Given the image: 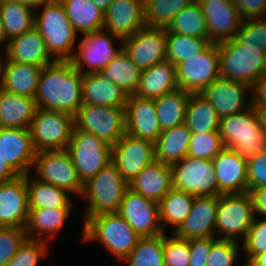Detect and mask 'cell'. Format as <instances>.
<instances>
[{"mask_svg": "<svg viewBox=\"0 0 266 266\" xmlns=\"http://www.w3.org/2000/svg\"><path fill=\"white\" fill-rule=\"evenodd\" d=\"M83 74L71 61H54L44 66L35 94L37 107L75 116L82 102Z\"/></svg>", "mask_w": 266, "mask_h": 266, "instance_id": "6da1fadb", "label": "cell"}, {"mask_svg": "<svg viewBox=\"0 0 266 266\" xmlns=\"http://www.w3.org/2000/svg\"><path fill=\"white\" fill-rule=\"evenodd\" d=\"M42 7L41 14L35 13V28L44 38L48 54L54 61H71L77 32L63 4L60 0H51Z\"/></svg>", "mask_w": 266, "mask_h": 266, "instance_id": "7a4b0ae2", "label": "cell"}, {"mask_svg": "<svg viewBox=\"0 0 266 266\" xmlns=\"http://www.w3.org/2000/svg\"><path fill=\"white\" fill-rule=\"evenodd\" d=\"M83 242L98 241L120 262L136 246L140 236L118 212L89 217L82 229Z\"/></svg>", "mask_w": 266, "mask_h": 266, "instance_id": "3957f363", "label": "cell"}, {"mask_svg": "<svg viewBox=\"0 0 266 266\" xmlns=\"http://www.w3.org/2000/svg\"><path fill=\"white\" fill-rule=\"evenodd\" d=\"M219 135L225 147L237 151L246 160L266 149V134L261 117L253 106L221 118Z\"/></svg>", "mask_w": 266, "mask_h": 266, "instance_id": "277c9868", "label": "cell"}, {"mask_svg": "<svg viewBox=\"0 0 266 266\" xmlns=\"http://www.w3.org/2000/svg\"><path fill=\"white\" fill-rule=\"evenodd\" d=\"M129 189L117 167L111 162L94 177L84 183L81 197L87 200L84 222L100 213L118 212L121 201Z\"/></svg>", "mask_w": 266, "mask_h": 266, "instance_id": "5b68a950", "label": "cell"}, {"mask_svg": "<svg viewBox=\"0 0 266 266\" xmlns=\"http://www.w3.org/2000/svg\"><path fill=\"white\" fill-rule=\"evenodd\" d=\"M220 76L252 85L261 77L264 53L258 47L242 45L235 37L218 43Z\"/></svg>", "mask_w": 266, "mask_h": 266, "instance_id": "8992f818", "label": "cell"}, {"mask_svg": "<svg viewBox=\"0 0 266 266\" xmlns=\"http://www.w3.org/2000/svg\"><path fill=\"white\" fill-rule=\"evenodd\" d=\"M255 218L250 192L219 195L216 215V238L242 244Z\"/></svg>", "mask_w": 266, "mask_h": 266, "instance_id": "52a82bcc", "label": "cell"}, {"mask_svg": "<svg viewBox=\"0 0 266 266\" xmlns=\"http://www.w3.org/2000/svg\"><path fill=\"white\" fill-rule=\"evenodd\" d=\"M74 127L72 114L37 107L29 127L34 149L36 152L66 149Z\"/></svg>", "mask_w": 266, "mask_h": 266, "instance_id": "ba28073f", "label": "cell"}, {"mask_svg": "<svg viewBox=\"0 0 266 266\" xmlns=\"http://www.w3.org/2000/svg\"><path fill=\"white\" fill-rule=\"evenodd\" d=\"M75 128L95 135L111 147L125 134V107L83 104L74 116Z\"/></svg>", "mask_w": 266, "mask_h": 266, "instance_id": "9c48e42d", "label": "cell"}, {"mask_svg": "<svg viewBox=\"0 0 266 266\" xmlns=\"http://www.w3.org/2000/svg\"><path fill=\"white\" fill-rule=\"evenodd\" d=\"M111 149L110 145L95 135L75 127L66 148L83 184L111 163Z\"/></svg>", "mask_w": 266, "mask_h": 266, "instance_id": "30bf717a", "label": "cell"}, {"mask_svg": "<svg viewBox=\"0 0 266 266\" xmlns=\"http://www.w3.org/2000/svg\"><path fill=\"white\" fill-rule=\"evenodd\" d=\"M82 36L71 62L74 68L83 75L96 73L106 68L123 50V40L106 30L87 32ZM113 39L120 41V48L113 45Z\"/></svg>", "mask_w": 266, "mask_h": 266, "instance_id": "8fae6325", "label": "cell"}, {"mask_svg": "<svg viewBox=\"0 0 266 266\" xmlns=\"http://www.w3.org/2000/svg\"><path fill=\"white\" fill-rule=\"evenodd\" d=\"M173 189L194 197L219 196L218 181L212 160L186 156L171 165Z\"/></svg>", "mask_w": 266, "mask_h": 266, "instance_id": "7c38bea8", "label": "cell"}, {"mask_svg": "<svg viewBox=\"0 0 266 266\" xmlns=\"http://www.w3.org/2000/svg\"><path fill=\"white\" fill-rule=\"evenodd\" d=\"M33 168L38 180L81 197L84 184L66 149L36 152Z\"/></svg>", "mask_w": 266, "mask_h": 266, "instance_id": "4fadbf2b", "label": "cell"}, {"mask_svg": "<svg viewBox=\"0 0 266 266\" xmlns=\"http://www.w3.org/2000/svg\"><path fill=\"white\" fill-rule=\"evenodd\" d=\"M176 81L180 89L201 93L220 78L218 43H212L202 53L175 65Z\"/></svg>", "mask_w": 266, "mask_h": 266, "instance_id": "5bb4252c", "label": "cell"}, {"mask_svg": "<svg viewBox=\"0 0 266 266\" xmlns=\"http://www.w3.org/2000/svg\"><path fill=\"white\" fill-rule=\"evenodd\" d=\"M166 28L145 26L123 39V51L142 71L166 60Z\"/></svg>", "mask_w": 266, "mask_h": 266, "instance_id": "9a60e30c", "label": "cell"}, {"mask_svg": "<svg viewBox=\"0 0 266 266\" xmlns=\"http://www.w3.org/2000/svg\"><path fill=\"white\" fill-rule=\"evenodd\" d=\"M154 160V143L129 134H125L111 149V162L128 183Z\"/></svg>", "mask_w": 266, "mask_h": 266, "instance_id": "2e32d148", "label": "cell"}, {"mask_svg": "<svg viewBox=\"0 0 266 266\" xmlns=\"http://www.w3.org/2000/svg\"><path fill=\"white\" fill-rule=\"evenodd\" d=\"M118 213L140 237L164 234L158 203L133 192L130 188L121 201Z\"/></svg>", "mask_w": 266, "mask_h": 266, "instance_id": "e0dca14e", "label": "cell"}, {"mask_svg": "<svg viewBox=\"0 0 266 266\" xmlns=\"http://www.w3.org/2000/svg\"><path fill=\"white\" fill-rule=\"evenodd\" d=\"M250 91L251 86L245 83L220 77L209 84L201 94L210 101L221 119L250 108L252 106Z\"/></svg>", "mask_w": 266, "mask_h": 266, "instance_id": "ac0fdd59", "label": "cell"}, {"mask_svg": "<svg viewBox=\"0 0 266 266\" xmlns=\"http://www.w3.org/2000/svg\"><path fill=\"white\" fill-rule=\"evenodd\" d=\"M0 155L19 176L29 174L36 156L30 129L1 127Z\"/></svg>", "mask_w": 266, "mask_h": 266, "instance_id": "d6986e66", "label": "cell"}, {"mask_svg": "<svg viewBox=\"0 0 266 266\" xmlns=\"http://www.w3.org/2000/svg\"><path fill=\"white\" fill-rule=\"evenodd\" d=\"M202 8L209 40L220 43L235 37L242 19L232 0H197Z\"/></svg>", "mask_w": 266, "mask_h": 266, "instance_id": "ffe728a7", "label": "cell"}, {"mask_svg": "<svg viewBox=\"0 0 266 266\" xmlns=\"http://www.w3.org/2000/svg\"><path fill=\"white\" fill-rule=\"evenodd\" d=\"M29 199L26 176L0 183V227H22L28 222Z\"/></svg>", "mask_w": 266, "mask_h": 266, "instance_id": "44dd1931", "label": "cell"}, {"mask_svg": "<svg viewBox=\"0 0 266 266\" xmlns=\"http://www.w3.org/2000/svg\"><path fill=\"white\" fill-rule=\"evenodd\" d=\"M125 132L153 143L161 134L154 99L129 95L125 106Z\"/></svg>", "mask_w": 266, "mask_h": 266, "instance_id": "7402d4cb", "label": "cell"}, {"mask_svg": "<svg viewBox=\"0 0 266 266\" xmlns=\"http://www.w3.org/2000/svg\"><path fill=\"white\" fill-rule=\"evenodd\" d=\"M145 26L144 0H113L104 13L103 30L122 40Z\"/></svg>", "mask_w": 266, "mask_h": 266, "instance_id": "603a6c76", "label": "cell"}, {"mask_svg": "<svg viewBox=\"0 0 266 266\" xmlns=\"http://www.w3.org/2000/svg\"><path fill=\"white\" fill-rule=\"evenodd\" d=\"M219 196L195 197L180 227L173 233L181 239L216 237Z\"/></svg>", "mask_w": 266, "mask_h": 266, "instance_id": "cb8c5ba5", "label": "cell"}, {"mask_svg": "<svg viewBox=\"0 0 266 266\" xmlns=\"http://www.w3.org/2000/svg\"><path fill=\"white\" fill-rule=\"evenodd\" d=\"M221 194L247 192V160L237 151L224 147L213 159Z\"/></svg>", "mask_w": 266, "mask_h": 266, "instance_id": "d4e9b609", "label": "cell"}, {"mask_svg": "<svg viewBox=\"0 0 266 266\" xmlns=\"http://www.w3.org/2000/svg\"><path fill=\"white\" fill-rule=\"evenodd\" d=\"M4 49L6 54L2 61L39 67H44L54 62L47 52L44 38L35 27L22 35L11 38Z\"/></svg>", "mask_w": 266, "mask_h": 266, "instance_id": "484cf974", "label": "cell"}, {"mask_svg": "<svg viewBox=\"0 0 266 266\" xmlns=\"http://www.w3.org/2000/svg\"><path fill=\"white\" fill-rule=\"evenodd\" d=\"M129 188L158 203L173 189L171 165L154 160L129 182Z\"/></svg>", "mask_w": 266, "mask_h": 266, "instance_id": "4316f807", "label": "cell"}, {"mask_svg": "<svg viewBox=\"0 0 266 266\" xmlns=\"http://www.w3.org/2000/svg\"><path fill=\"white\" fill-rule=\"evenodd\" d=\"M129 95L101 71L83 75L82 102L100 106L125 107Z\"/></svg>", "mask_w": 266, "mask_h": 266, "instance_id": "83f0119b", "label": "cell"}, {"mask_svg": "<svg viewBox=\"0 0 266 266\" xmlns=\"http://www.w3.org/2000/svg\"><path fill=\"white\" fill-rule=\"evenodd\" d=\"M43 67L10 61L0 63V88L17 94L35 98L39 77Z\"/></svg>", "mask_w": 266, "mask_h": 266, "instance_id": "f1b7e54d", "label": "cell"}, {"mask_svg": "<svg viewBox=\"0 0 266 266\" xmlns=\"http://www.w3.org/2000/svg\"><path fill=\"white\" fill-rule=\"evenodd\" d=\"M178 88L175 66L164 60L141 71L140 82L134 95L155 99Z\"/></svg>", "mask_w": 266, "mask_h": 266, "instance_id": "f546056e", "label": "cell"}, {"mask_svg": "<svg viewBox=\"0 0 266 266\" xmlns=\"http://www.w3.org/2000/svg\"><path fill=\"white\" fill-rule=\"evenodd\" d=\"M36 109L34 98L13 94L0 88V127L29 128Z\"/></svg>", "mask_w": 266, "mask_h": 266, "instance_id": "4dcf8cb0", "label": "cell"}, {"mask_svg": "<svg viewBox=\"0 0 266 266\" xmlns=\"http://www.w3.org/2000/svg\"><path fill=\"white\" fill-rule=\"evenodd\" d=\"M71 210L73 209H29L28 222L25 227L27 238L49 242V238L54 237L64 227Z\"/></svg>", "mask_w": 266, "mask_h": 266, "instance_id": "1f68e13d", "label": "cell"}, {"mask_svg": "<svg viewBox=\"0 0 266 266\" xmlns=\"http://www.w3.org/2000/svg\"><path fill=\"white\" fill-rule=\"evenodd\" d=\"M191 135L185 122L163 130L154 143L155 159L169 165L183 160L187 156Z\"/></svg>", "mask_w": 266, "mask_h": 266, "instance_id": "d6a6232c", "label": "cell"}, {"mask_svg": "<svg viewBox=\"0 0 266 266\" xmlns=\"http://www.w3.org/2000/svg\"><path fill=\"white\" fill-rule=\"evenodd\" d=\"M29 175V176H28ZM30 174L26 175L28 188L29 209H49V208H72L73 200L69 193L50 183L30 179Z\"/></svg>", "mask_w": 266, "mask_h": 266, "instance_id": "836d02e7", "label": "cell"}, {"mask_svg": "<svg viewBox=\"0 0 266 266\" xmlns=\"http://www.w3.org/2000/svg\"><path fill=\"white\" fill-rule=\"evenodd\" d=\"M60 2L77 33L83 34L103 29L104 13L92 0H60Z\"/></svg>", "mask_w": 266, "mask_h": 266, "instance_id": "e575fe53", "label": "cell"}, {"mask_svg": "<svg viewBox=\"0 0 266 266\" xmlns=\"http://www.w3.org/2000/svg\"><path fill=\"white\" fill-rule=\"evenodd\" d=\"M185 123L192 133L219 132L220 118L207 98L201 93H191Z\"/></svg>", "mask_w": 266, "mask_h": 266, "instance_id": "d590c367", "label": "cell"}, {"mask_svg": "<svg viewBox=\"0 0 266 266\" xmlns=\"http://www.w3.org/2000/svg\"><path fill=\"white\" fill-rule=\"evenodd\" d=\"M190 94L178 88L154 99L157 118L162 131L185 122Z\"/></svg>", "mask_w": 266, "mask_h": 266, "instance_id": "8d00e7d4", "label": "cell"}, {"mask_svg": "<svg viewBox=\"0 0 266 266\" xmlns=\"http://www.w3.org/2000/svg\"><path fill=\"white\" fill-rule=\"evenodd\" d=\"M194 196L183 191L171 189L159 202L160 223L164 233L167 225L175 232L190 212Z\"/></svg>", "mask_w": 266, "mask_h": 266, "instance_id": "74e56055", "label": "cell"}, {"mask_svg": "<svg viewBox=\"0 0 266 266\" xmlns=\"http://www.w3.org/2000/svg\"><path fill=\"white\" fill-rule=\"evenodd\" d=\"M0 18L8 40L35 27V9L20 3L0 1Z\"/></svg>", "mask_w": 266, "mask_h": 266, "instance_id": "f35d334b", "label": "cell"}, {"mask_svg": "<svg viewBox=\"0 0 266 266\" xmlns=\"http://www.w3.org/2000/svg\"><path fill=\"white\" fill-rule=\"evenodd\" d=\"M166 31L209 39L207 23L197 0L182 9L166 28Z\"/></svg>", "mask_w": 266, "mask_h": 266, "instance_id": "ab89813d", "label": "cell"}, {"mask_svg": "<svg viewBox=\"0 0 266 266\" xmlns=\"http://www.w3.org/2000/svg\"><path fill=\"white\" fill-rule=\"evenodd\" d=\"M101 72L128 95L135 94L140 82L141 70L123 50Z\"/></svg>", "mask_w": 266, "mask_h": 266, "instance_id": "60d3db41", "label": "cell"}, {"mask_svg": "<svg viewBox=\"0 0 266 266\" xmlns=\"http://www.w3.org/2000/svg\"><path fill=\"white\" fill-rule=\"evenodd\" d=\"M212 42L206 38H198L166 31V60L174 66L205 51Z\"/></svg>", "mask_w": 266, "mask_h": 266, "instance_id": "b9f144b4", "label": "cell"}, {"mask_svg": "<svg viewBox=\"0 0 266 266\" xmlns=\"http://www.w3.org/2000/svg\"><path fill=\"white\" fill-rule=\"evenodd\" d=\"M164 234L140 237L136 246L123 260L127 266H165L163 257Z\"/></svg>", "mask_w": 266, "mask_h": 266, "instance_id": "7bdbcfd3", "label": "cell"}, {"mask_svg": "<svg viewBox=\"0 0 266 266\" xmlns=\"http://www.w3.org/2000/svg\"><path fill=\"white\" fill-rule=\"evenodd\" d=\"M194 0H144V20L150 27L167 28L175 16Z\"/></svg>", "mask_w": 266, "mask_h": 266, "instance_id": "ee69618b", "label": "cell"}, {"mask_svg": "<svg viewBox=\"0 0 266 266\" xmlns=\"http://www.w3.org/2000/svg\"><path fill=\"white\" fill-rule=\"evenodd\" d=\"M224 147L219 132L192 133L187 156L212 160Z\"/></svg>", "mask_w": 266, "mask_h": 266, "instance_id": "f6af8a7d", "label": "cell"}, {"mask_svg": "<svg viewBox=\"0 0 266 266\" xmlns=\"http://www.w3.org/2000/svg\"><path fill=\"white\" fill-rule=\"evenodd\" d=\"M48 241L27 238L6 266H38L48 255Z\"/></svg>", "mask_w": 266, "mask_h": 266, "instance_id": "bcb514c9", "label": "cell"}, {"mask_svg": "<svg viewBox=\"0 0 266 266\" xmlns=\"http://www.w3.org/2000/svg\"><path fill=\"white\" fill-rule=\"evenodd\" d=\"M235 38L245 46L258 47L266 53V17L243 20Z\"/></svg>", "mask_w": 266, "mask_h": 266, "instance_id": "7dc6e473", "label": "cell"}, {"mask_svg": "<svg viewBox=\"0 0 266 266\" xmlns=\"http://www.w3.org/2000/svg\"><path fill=\"white\" fill-rule=\"evenodd\" d=\"M242 246L243 255H246L243 266H246L257 254L266 252V218L255 216Z\"/></svg>", "mask_w": 266, "mask_h": 266, "instance_id": "c3c4849f", "label": "cell"}, {"mask_svg": "<svg viewBox=\"0 0 266 266\" xmlns=\"http://www.w3.org/2000/svg\"><path fill=\"white\" fill-rule=\"evenodd\" d=\"M164 233L163 257L165 266H188L190 262L189 239Z\"/></svg>", "mask_w": 266, "mask_h": 266, "instance_id": "681fc988", "label": "cell"}, {"mask_svg": "<svg viewBox=\"0 0 266 266\" xmlns=\"http://www.w3.org/2000/svg\"><path fill=\"white\" fill-rule=\"evenodd\" d=\"M27 239L25 228L0 227V266H6Z\"/></svg>", "mask_w": 266, "mask_h": 266, "instance_id": "f907efd6", "label": "cell"}, {"mask_svg": "<svg viewBox=\"0 0 266 266\" xmlns=\"http://www.w3.org/2000/svg\"><path fill=\"white\" fill-rule=\"evenodd\" d=\"M240 242L217 239L211 246L207 256V266H234L238 259L239 248H243ZM241 246V247H239Z\"/></svg>", "mask_w": 266, "mask_h": 266, "instance_id": "816d5d0a", "label": "cell"}, {"mask_svg": "<svg viewBox=\"0 0 266 266\" xmlns=\"http://www.w3.org/2000/svg\"><path fill=\"white\" fill-rule=\"evenodd\" d=\"M247 192L266 186V149L247 160Z\"/></svg>", "mask_w": 266, "mask_h": 266, "instance_id": "f5cc1de1", "label": "cell"}, {"mask_svg": "<svg viewBox=\"0 0 266 266\" xmlns=\"http://www.w3.org/2000/svg\"><path fill=\"white\" fill-rule=\"evenodd\" d=\"M216 237H200L189 239L190 262L188 266H207V256Z\"/></svg>", "mask_w": 266, "mask_h": 266, "instance_id": "db71d44e", "label": "cell"}, {"mask_svg": "<svg viewBox=\"0 0 266 266\" xmlns=\"http://www.w3.org/2000/svg\"><path fill=\"white\" fill-rule=\"evenodd\" d=\"M242 20L265 18L266 0H232Z\"/></svg>", "mask_w": 266, "mask_h": 266, "instance_id": "11a10c76", "label": "cell"}, {"mask_svg": "<svg viewBox=\"0 0 266 266\" xmlns=\"http://www.w3.org/2000/svg\"><path fill=\"white\" fill-rule=\"evenodd\" d=\"M252 106L258 111L266 108V77H260L251 87Z\"/></svg>", "mask_w": 266, "mask_h": 266, "instance_id": "9f6ffc18", "label": "cell"}, {"mask_svg": "<svg viewBox=\"0 0 266 266\" xmlns=\"http://www.w3.org/2000/svg\"><path fill=\"white\" fill-rule=\"evenodd\" d=\"M253 199L255 216L266 218V186L256 188L250 192Z\"/></svg>", "mask_w": 266, "mask_h": 266, "instance_id": "6f0895ef", "label": "cell"}, {"mask_svg": "<svg viewBox=\"0 0 266 266\" xmlns=\"http://www.w3.org/2000/svg\"><path fill=\"white\" fill-rule=\"evenodd\" d=\"M19 176L0 155V183L13 180Z\"/></svg>", "mask_w": 266, "mask_h": 266, "instance_id": "680465c9", "label": "cell"}, {"mask_svg": "<svg viewBox=\"0 0 266 266\" xmlns=\"http://www.w3.org/2000/svg\"><path fill=\"white\" fill-rule=\"evenodd\" d=\"M0 1H9V2H15V3H20L26 6H30L34 8L36 12L38 7L40 8L44 3H47L51 0H0Z\"/></svg>", "mask_w": 266, "mask_h": 266, "instance_id": "91938a15", "label": "cell"}, {"mask_svg": "<svg viewBox=\"0 0 266 266\" xmlns=\"http://www.w3.org/2000/svg\"><path fill=\"white\" fill-rule=\"evenodd\" d=\"M246 266H266V252L257 254Z\"/></svg>", "mask_w": 266, "mask_h": 266, "instance_id": "94428289", "label": "cell"}, {"mask_svg": "<svg viewBox=\"0 0 266 266\" xmlns=\"http://www.w3.org/2000/svg\"><path fill=\"white\" fill-rule=\"evenodd\" d=\"M94 4L103 12L105 13L109 5L113 2V0H92Z\"/></svg>", "mask_w": 266, "mask_h": 266, "instance_id": "6125c7cd", "label": "cell"}, {"mask_svg": "<svg viewBox=\"0 0 266 266\" xmlns=\"http://www.w3.org/2000/svg\"><path fill=\"white\" fill-rule=\"evenodd\" d=\"M8 39H7V36L5 34V31H4V26H3V23H2V20L0 18V47L2 44L6 43L5 47L7 46V43H8Z\"/></svg>", "mask_w": 266, "mask_h": 266, "instance_id": "be15d7a7", "label": "cell"}, {"mask_svg": "<svg viewBox=\"0 0 266 266\" xmlns=\"http://www.w3.org/2000/svg\"><path fill=\"white\" fill-rule=\"evenodd\" d=\"M259 114L261 117V122H262V128L266 134V108H263L261 110H259Z\"/></svg>", "mask_w": 266, "mask_h": 266, "instance_id": "e7e4bbea", "label": "cell"}, {"mask_svg": "<svg viewBox=\"0 0 266 266\" xmlns=\"http://www.w3.org/2000/svg\"><path fill=\"white\" fill-rule=\"evenodd\" d=\"M261 77H266V53L264 55V64L261 71Z\"/></svg>", "mask_w": 266, "mask_h": 266, "instance_id": "03108f58", "label": "cell"}, {"mask_svg": "<svg viewBox=\"0 0 266 266\" xmlns=\"http://www.w3.org/2000/svg\"><path fill=\"white\" fill-rule=\"evenodd\" d=\"M0 53H1V52H0ZM2 58H3V57H2L1 54H0V63H1V61H2Z\"/></svg>", "mask_w": 266, "mask_h": 266, "instance_id": "003e7915", "label": "cell"}]
</instances>
